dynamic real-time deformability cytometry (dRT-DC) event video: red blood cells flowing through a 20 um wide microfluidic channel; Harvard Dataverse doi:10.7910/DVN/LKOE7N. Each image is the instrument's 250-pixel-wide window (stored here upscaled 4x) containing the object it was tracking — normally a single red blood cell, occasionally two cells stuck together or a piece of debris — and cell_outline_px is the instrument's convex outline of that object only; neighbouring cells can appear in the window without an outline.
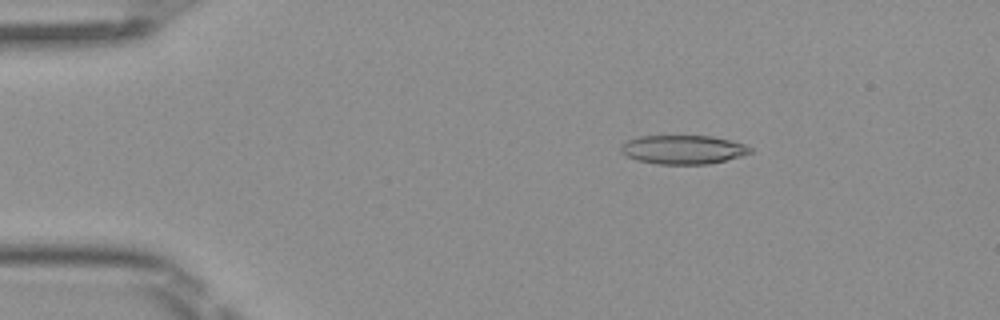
{"species": "Egyptian fruit bat (a non-hibernating species)", "species_latin": "Rousettus aegyptiacus", "temperature_condition": "room temperature", "stored_images_in_passage": 5, "camera_frame_rate_fps": 3000, "um_per_image_px": 0.085, "frame": {"image": 1, "passage_image": 3, "time_ms": 0.667, "image_size_px": [1000, 320], "cell_outline_px": [[752, 152], [740, 156], [708, 164], [656, 164], [636, 160], [620, 152], [620, 144], [628, 140], [640, 136], [712, 136], [732, 140], [744, 144], [752, 148]], "centroid_in_image_um": [58.04, 12.71], "position_along_channel_um": 27.0, "area_um2": 21.79}}